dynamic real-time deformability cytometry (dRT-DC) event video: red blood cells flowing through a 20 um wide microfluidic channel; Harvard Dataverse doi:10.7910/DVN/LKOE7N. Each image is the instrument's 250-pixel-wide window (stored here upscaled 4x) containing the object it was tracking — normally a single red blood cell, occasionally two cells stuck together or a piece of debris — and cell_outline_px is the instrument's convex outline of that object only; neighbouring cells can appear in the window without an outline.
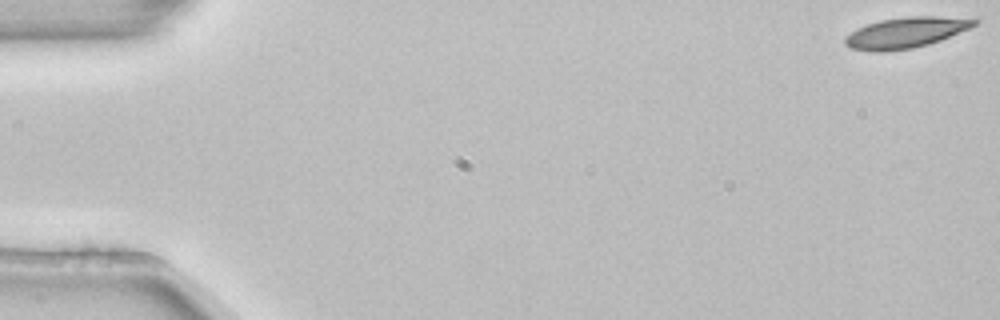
{"species": "common noctule bat (a hibernating species)", "species_latin": "Nyctalus noctula", "temperature_condition": "room temperature", "stored_images_in_passage": 3, "camera_frame_rate_fps": 3000, "um_per_image_px": 0.085, "animal": {"sex": "female", "body_mass_g": 22.7, "forearm_length_mm": 54.2}, "frame": {"image": 1, "passage_image": 1, "time_ms": 0.0, "image_size_px": [1000, 320], "cell_outline_px": [[980, 20], [972, 28], [940, 40], [928, 44], [912, 48], [884, 52], [872, 52], [852, 48], [844, 44], [844, 36], [856, 28], [880, 20], [908, 16], [936, 16]], "centroid_in_image_um": [76.96, 2.78], "position_along_channel_um": 8.0, "area_um2": 23.18}}
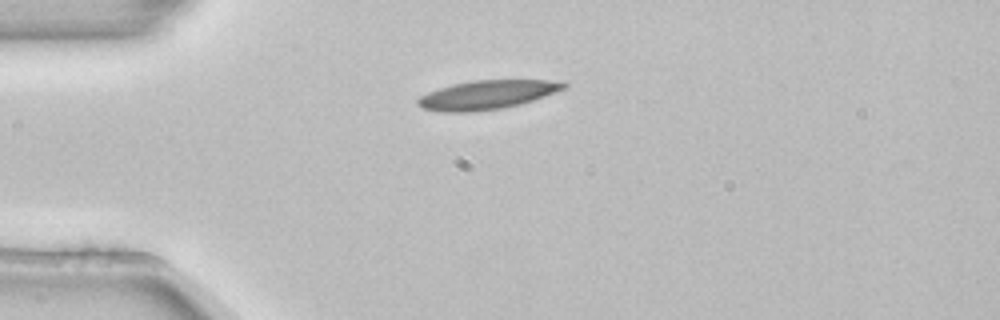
{"frame": {"image": 2, "passage_image": 3, "time_ms": 0.667, "image_size_px": [1000, 320], "cell_outline_px": [[568, 88], [520, 104], [500, 108], [476, 112], [440, 112], [424, 108], [416, 104], [416, 100], [420, 96], [428, 92], [452, 84], [472, 80], [548, 80], [568, 84]], "centroid_in_image_um": [41.37, 8.06], "position_along_channel_um": 43.6, "area_um2": 24.51}}